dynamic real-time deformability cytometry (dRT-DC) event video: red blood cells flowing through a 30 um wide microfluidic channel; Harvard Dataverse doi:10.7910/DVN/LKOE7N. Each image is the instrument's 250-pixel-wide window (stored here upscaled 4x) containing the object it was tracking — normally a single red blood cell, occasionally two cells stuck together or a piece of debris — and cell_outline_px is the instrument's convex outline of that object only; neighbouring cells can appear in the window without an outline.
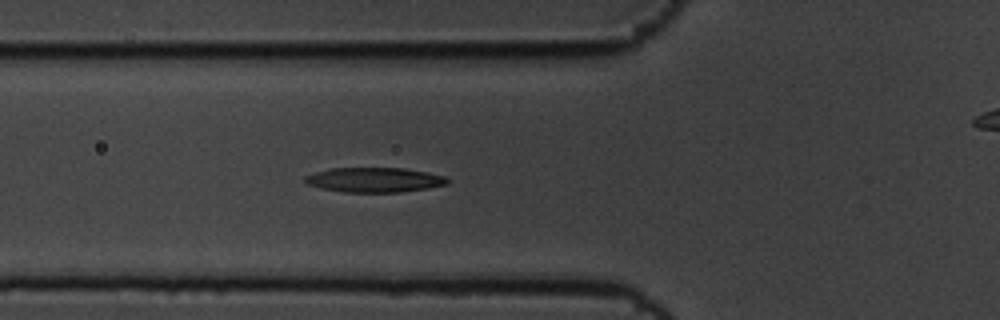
{"species": "common noctule bat (a hibernating species)", "species_latin": "Nyctalus noctula", "temperature_condition": "cold", "stored_images_in_passage": 5, "camera_frame_rate_fps": 3000, "um_per_image_px": 0.085, "animal": {"sex": "male", "body_mass_g": 19.5, "forearm_length_mm": 54.6}, "frame": {"image": 1, "passage_image": 5, "time_ms": 1.333, "image_size_px": [1000, 320], "cell_outline_px": [[448, 184], [428, 188], [400, 192], [344, 192], [324, 188], [308, 184], [304, 180], [304, 176], [328, 168], [404, 168], [428, 172], [444, 176], [448, 180]], "centroid_in_image_um": [31.84, 15.28], "position_along_channel_um": 94.0, "area_um2": 20.4}}